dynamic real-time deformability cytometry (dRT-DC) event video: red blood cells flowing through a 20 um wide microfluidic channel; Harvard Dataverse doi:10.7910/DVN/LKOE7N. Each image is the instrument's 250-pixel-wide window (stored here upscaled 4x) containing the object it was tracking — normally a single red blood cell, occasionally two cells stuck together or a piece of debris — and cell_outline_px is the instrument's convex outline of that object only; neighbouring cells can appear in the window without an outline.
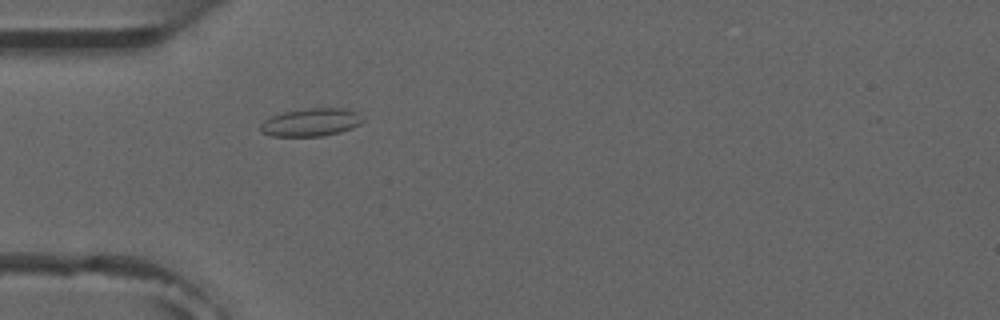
{"species": "common noctule bat (a hibernating species)", "species_latin": "Nyctalus noctula", "temperature_condition": "room temperature", "stored_images_in_passage": 5, "camera_frame_rate_fps": 3000, "um_per_image_px": 0.085, "animal": {"sex": "male", "forearm_length_mm": 52.5}, "frame": {"image": 1, "passage_image": 5, "time_ms": 4.667, "image_size_px": [1000, 320], "cell_outline_px": [[364, 120], [360, 124], [352, 128], [340, 132], [324, 136], [272, 136], [260, 132], [260, 124], [264, 120], [272, 116], [284, 112], [304, 108], [344, 108], [360, 112]], "centroid_in_image_um": [26.46, 10.39], "position_along_channel_um": 58.5, "area_um2": 16.88}}